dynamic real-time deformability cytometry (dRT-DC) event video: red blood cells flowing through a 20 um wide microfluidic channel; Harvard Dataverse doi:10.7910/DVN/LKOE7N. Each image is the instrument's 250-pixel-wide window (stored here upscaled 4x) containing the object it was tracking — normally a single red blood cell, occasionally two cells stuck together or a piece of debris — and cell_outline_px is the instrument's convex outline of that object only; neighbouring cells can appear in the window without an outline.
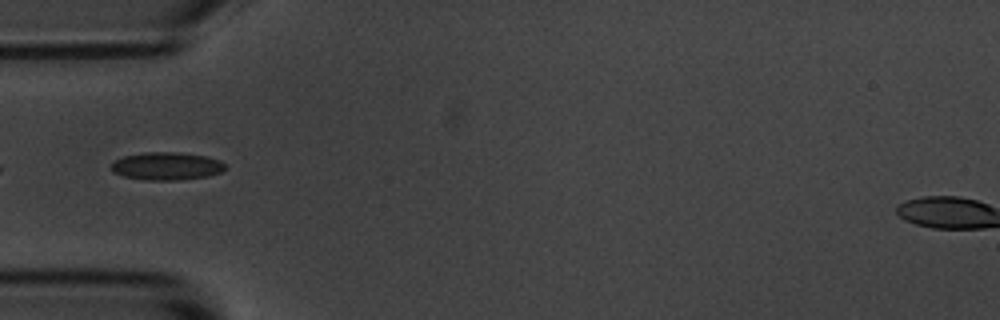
{"species": "common noctule bat (a hibernating species)", "species_latin": "Nyctalus noctula", "temperature_condition": "room temperature", "stored_images_in_passage": 2, "camera_frame_rate_fps": 3000, "um_per_image_px": 0.085, "animal": {"sex": "male", "body_mass_g": 20.1, "forearm_length_mm": 53.5}, "frame": {"image": 1, "passage_image": 2, "time_ms": 1.0, "image_size_px": [1000, 320], "cell_outline_px": [[228, 168], [220, 172], [208, 176], [176, 180], [144, 180], [124, 176], [112, 172], [112, 164], [116, 160], [124, 156], [144, 152], [176, 152], [208, 156], [220, 160], [228, 164]], "centroid_in_image_um": [14.22, 14.11], "position_along_channel_um": 70.8, "area_um2": 18.61}}